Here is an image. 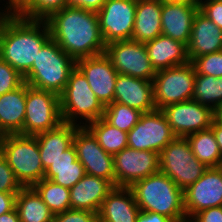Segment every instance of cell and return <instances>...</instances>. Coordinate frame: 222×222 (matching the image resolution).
<instances>
[{
    "label": "cell",
    "instance_id": "6da1fadb",
    "mask_svg": "<svg viewBox=\"0 0 222 222\" xmlns=\"http://www.w3.org/2000/svg\"><path fill=\"white\" fill-rule=\"evenodd\" d=\"M45 21L51 39L74 60L105 53L97 12L66 6Z\"/></svg>",
    "mask_w": 222,
    "mask_h": 222
},
{
    "label": "cell",
    "instance_id": "7a4b0ae2",
    "mask_svg": "<svg viewBox=\"0 0 222 222\" xmlns=\"http://www.w3.org/2000/svg\"><path fill=\"white\" fill-rule=\"evenodd\" d=\"M50 39L45 20H28L10 9L0 22V58L24 76Z\"/></svg>",
    "mask_w": 222,
    "mask_h": 222
},
{
    "label": "cell",
    "instance_id": "3957f363",
    "mask_svg": "<svg viewBox=\"0 0 222 222\" xmlns=\"http://www.w3.org/2000/svg\"><path fill=\"white\" fill-rule=\"evenodd\" d=\"M129 188L140 210L164 215L173 222H188L183 190L166 174L159 171L136 181Z\"/></svg>",
    "mask_w": 222,
    "mask_h": 222
},
{
    "label": "cell",
    "instance_id": "277c9868",
    "mask_svg": "<svg viewBox=\"0 0 222 222\" xmlns=\"http://www.w3.org/2000/svg\"><path fill=\"white\" fill-rule=\"evenodd\" d=\"M76 60L50 39L38 52L31 69L23 76L29 86L61 95L68 83Z\"/></svg>",
    "mask_w": 222,
    "mask_h": 222
},
{
    "label": "cell",
    "instance_id": "5b68a950",
    "mask_svg": "<svg viewBox=\"0 0 222 222\" xmlns=\"http://www.w3.org/2000/svg\"><path fill=\"white\" fill-rule=\"evenodd\" d=\"M0 152L23 187H31L44 179L45 170L35 136L21 134L0 136Z\"/></svg>",
    "mask_w": 222,
    "mask_h": 222
},
{
    "label": "cell",
    "instance_id": "8992f818",
    "mask_svg": "<svg viewBox=\"0 0 222 222\" xmlns=\"http://www.w3.org/2000/svg\"><path fill=\"white\" fill-rule=\"evenodd\" d=\"M104 110L105 106L91 90L86 77L75 67L63 93L60 95L62 121L85 127L88 123L102 118ZM79 119L83 120V123L77 121Z\"/></svg>",
    "mask_w": 222,
    "mask_h": 222
},
{
    "label": "cell",
    "instance_id": "52a82bcc",
    "mask_svg": "<svg viewBox=\"0 0 222 222\" xmlns=\"http://www.w3.org/2000/svg\"><path fill=\"white\" fill-rule=\"evenodd\" d=\"M160 172L183 191L196 182L208 168L193 154L186 137H176L160 153Z\"/></svg>",
    "mask_w": 222,
    "mask_h": 222
},
{
    "label": "cell",
    "instance_id": "ba28073f",
    "mask_svg": "<svg viewBox=\"0 0 222 222\" xmlns=\"http://www.w3.org/2000/svg\"><path fill=\"white\" fill-rule=\"evenodd\" d=\"M62 121L60 96L26 83V111L21 135H36L57 128Z\"/></svg>",
    "mask_w": 222,
    "mask_h": 222
},
{
    "label": "cell",
    "instance_id": "9c48e42d",
    "mask_svg": "<svg viewBox=\"0 0 222 222\" xmlns=\"http://www.w3.org/2000/svg\"><path fill=\"white\" fill-rule=\"evenodd\" d=\"M196 71L191 62L156 72L153 82L157 110L167 105L192 100Z\"/></svg>",
    "mask_w": 222,
    "mask_h": 222
},
{
    "label": "cell",
    "instance_id": "30bf717a",
    "mask_svg": "<svg viewBox=\"0 0 222 222\" xmlns=\"http://www.w3.org/2000/svg\"><path fill=\"white\" fill-rule=\"evenodd\" d=\"M176 137L164 113L155 110L143 113L128 132V147L160 153Z\"/></svg>",
    "mask_w": 222,
    "mask_h": 222
},
{
    "label": "cell",
    "instance_id": "8fae6325",
    "mask_svg": "<svg viewBox=\"0 0 222 222\" xmlns=\"http://www.w3.org/2000/svg\"><path fill=\"white\" fill-rule=\"evenodd\" d=\"M105 54L119 74L152 81L156 75L148 57L145 43L123 40L108 43Z\"/></svg>",
    "mask_w": 222,
    "mask_h": 222
},
{
    "label": "cell",
    "instance_id": "7c38bea8",
    "mask_svg": "<svg viewBox=\"0 0 222 222\" xmlns=\"http://www.w3.org/2000/svg\"><path fill=\"white\" fill-rule=\"evenodd\" d=\"M137 0H107L97 12L104 43L131 40Z\"/></svg>",
    "mask_w": 222,
    "mask_h": 222
},
{
    "label": "cell",
    "instance_id": "4fadbf2b",
    "mask_svg": "<svg viewBox=\"0 0 222 222\" xmlns=\"http://www.w3.org/2000/svg\"><path fill=\"white\" fill-rule=\"evenodd\" d=\"M115 187H130L138 180L160 171L159 153L124 148L113 156Z\"/></svg>",
    "mask_w": 222,
    "mask_h": 222
},
{
    "label": "cell",
    "instance_id": "5bb4252c",
    "mask_svg": "<svg viewBox=\"0 0 222 222\" xmlns=\"http://www.w3.org/2000/svg\"><path fill=\"white\" fill-rule=\"evenodd\" d=\"M77 159L84 166L88 175L104 178L115 187L113 156L108 154L98 143L93 134L80 126L73 137Z\"/></svg>",
    "mask_w": 222,
    "mask_h": 222
},
{
    "label": "cell",
    "instance_id": "9a60e30c",
    "mask_svg": "<svg viewBox=\"0 0 222 222\" xmlns=\"http://www.w3.org/2000/svg\"><path fill=\"white\" fill-rule=\"evenodd\" d=\"M183 195L188 221L202 210L222 206V166L207 168Z\"/></svg>",
    "mask_w": 222,
    "mask_h": 222
},
{
    "label": "cell",
    "instance_id": "2e32d148",
    "mask_svg": "<svg viewBox=\"0 0 222 222\" xmlns=\"http://www.w3.org/2000/svg\"><path fill=\"white\" fill-rule=\"evenodd\" d=\"M161 111L177 137L209 129L216 117L214 111L195 100L170 104Z\"/></svg>",
    "mask_w": 222,
    "mask_h": 222
},
{
    "label": "cell",
    "instance_id": "e0dca14e",
    "mask_svg": "<svg viewBox=\"0 0 222 222\" xmlns=\"http://www.w3.org/2000/svg\"><path fill=\"white\" fill-rule=\"evenodd\" d=\"M76 67L86 77L91 90L104 106L114 102L118 72L105 53L78 59Z\"/></svg>",
    "mask_w": 222,
    "mask_h": 222
},
{
    "label": "cell",
    "instance_id": "ac0fdd59",
    "mask_svg": "<svg viewBox=\"0 0 222 222\" xmlns=\"http://www.w3.org/2000/svg\"><path fill=\"white\" fill-rule=\"evenodd\" d=\"M114 102L138 109L143 113L157 110L153 82L118 73Z\"/></svg>",
    "mask_w": 222,
    "mask_h": 222
},
{
    "label": "cell",
    "instance_id": "d6986e66",
    "mask_svg": "<svg viewBox=\"0 0 222 222\" xmlns=\"http://www.w3.org/2000/svg\"><path fill=\"white\" fill-rule=\"evenodd\" d=\"M199 4H179L161 1L162 34L189 44L193 20Z\"/></svg>",
    "mask_w": 222,
    "mask_h": 222
},
{
    "label": "cell",
    "instance_id": "ffe728a7",
    "mask_svg": "<svg viewBox=\"0 0 222 222\" xmlns=\"http://www.w3.org/2000/svg\"><path fill=\"white\" fill-rule=\"evenodd\" d=\"M113 188L108 180L85 174L70 188V207L98 214L103 200Z\"/></svg>",
    "mask_w": 222,
    "mask_h": 222
},
{
    "label": "cell",
    "instance_id": "44dd1931",
    "mask_svg": "<svg viewBox=\"0 0 222 222\" xmlns=\"http://www.w3.org/2000/svg\"><path fill=\"white\" fill-rule=\"evenodd\" d=\"M222 50V30L198 11L193 20L191 38L187 45L190 62L205 54Z\"/></svg>",
    "mask_w": 222,
    "mask_h": 222
},
{
    "label": "cell",
    "instance_id": "7402d4cb",
    "mask_svg": "<svg viewBox=\"0 0 222 222\" xmlns=\"http://www.w3.org/2000/svg\"><path fill=\"white\" fill-rule=\"evenodd\" d=\"M140 212L129 187H114L103 200L98 213L100 222H136Z\"/></svg>",
    "mask_w": 222,
    "mask_h": 222
},
{
    "label": "cell",
    "instance_id": "603a6c76",
    "mask_svg": "<svg viewBox=\"0 0 222 222\" xmlns=\"http://www.w3.org/2000/svg\"><path fill=\"white\" fill-rule=\"evenodd\" d=\"M148 57L155 71L181 66L190 62L187 45L160 34L145 43Z\"/></svg>",
    "mask_w": 222,
    "mask_h": 222
},
{
    "label": "cell",
    "instance_id": "cb8c5ba5",
    "mask_svg": "<svg viewBox=\"0 0 222 222\" xmlns=\"http://www.w3.org/2000/svg\"><path fill=\"white\" fill-rule=\"evenodd\" d=\"M26 111V83L0 96V136L20 134Z\"/></svg>",
    "mask_w": 222,
    "mask_h": 222
},
{
    "label": "cell",
    "instance_id": "d4e9b609",
    "mask_svg": "<svg viewBox=\"0 0 222 222\" xmlns=\"http://www.w3.org/2000/svg\"><path fill=\"white\" fill-rule=\"evenodd\" d=\"M80 126L61 123L57 128L34 135L38 142L41 162L46 171L52 162L73 144V137Z\"/></svg>",
    "mask_w": 222,
    "mask_h": 222
},
{
    "label": "cell",
    "instance_id": "484cf974",
    "mask_svg": "<svg viewBox=\"0 0 222 222\" xmlns=\"http://www.w3.org/2000/svg\"><path fill=\"white\" fill-rule=\"evenodd\" d=\"M162 34L161 0H137L131 40L146 43Z\"/></svg>",
    "mask_w": 222,
    "mask_h": 222
},
{
    "label": "cell",
    "instance_id": "4316f807",
    "mask_svg": "<svg viewBox=\"0 0 222 222\" xmlns=\"http://www.w3.org/2000/svg\"><path fill=\"white\" fill-rule=\"evenodd\" d=\"M15 208L20 222H53L54 214L32 186L18 192Z\"/></svg>",
    "mask_w": 222,
    "mask_h": 222
},
{
    "label": "cell",
    "instance_id": "83f0119b",
    "mask_svg": "<svg viewBox=\"0 0 222 222\" xmlns=\"http://www.w3.org/2000/svg\"><path fill=\"white\" fill-rule=\"evenodd\" d=\"M195 157L205 166L221 167L222 155L211 128L186 136Z\"/></svg>",
    "mask_w": 222,
    "mask_h": 222
},
{
    "label": "cell",
    "instance_id": "f1b7e54d",
    "mask_svg": "<svg viewBox=\"0 0 222 222\" xmlns=\"http://www.w3.org/2000/svg\"><path fill=\"white\" fill-rule=\"evenodd\" d=\"M85 127L97 139L99 145L112 156L128 147V133L112 126L103 117L88 123Z\"/></svg>",
    "mask_w": 222,
    "mask_h": 222
},
{
    "label": "cell",
    "instance_id": "f546056e",
    "mask_svg": "<svg viewBox=\"0 0 222 222\" xmlns=\"http://www.w3.org/2000/svg\"><path fill=\"white\" fill-rule=\"evenodd\" d=\"M192 100L216 113L222 106V77L196 73Z\"/></svg>",
    "mask_w": 222,
    "mask_h": 222
},
{
    "label": "cell",
    "instance_id": "4dcf8cb0",
    "mask_svg": "<svg viewBox=\"0 0 222 222\" xmlns=\"http://www.w3.org/2000/svg\"><path fill=\"white\" fill-rule=\"evenodd\" d=\"M32 187L54 215L71 209L70 189L46 178L35 183Z\"/></svg>",
    "mask_w": 222,
    "mask_h": 222
},
{
    "label": "cell",
    "instance_id": "1f68e13d",
    "mask_svg": "<svg viewBox=\"0 0 222 222\" xmlns=\"http://www.w3.org/2000/svg\"><path fill=\"white\" fill-rule=\"evenodd\" d=\"M68 6V0H18L11 9L28 20H46L52 13Z\"/></svg>",
    "mask_w": 222,
    "mask_h": 222
},
{
    "label": "cell",
    "instance_id": "d6a6232c",
    "mask_svg": "<svg viewBox=\"0 0 222 222\" xmlns=\"http://www.w3.org/2000/svg\"><path fill=\"white\" fill-rule=\"evenodd\" d=\"M142 114L143 112L138 109L113 102L105 106L103 118L112 126L128 133Z\"/></svg>",
    "mask_w": 222,
    "mask_h": 222
},
{
    "label": "cell",
    "instance_id": "836d02e7",
    "mask_svg": "<svg viewBox=\"0 0 222 222\" xmlns=\"http://www.w3.org/2000/svg\"><path fill=\"white\" fill-rule=\"evenodd\" d=\"M86 174L84 166L77 159V168L47 169L44 178L65 188H72Z\"/></svg>",
    "mask_w": 222,
    "mask_h": 222
},
{
    "label": "cell",
    "instance_id": "e575fe53",
    "mask_svg": "<svg viewBox=\"0 0 222 222\" xmlns=\"http://www.w3.org/2000/svg\"><path fill=\"white\" fill-rule=\"evenodd\" d=\"M191 63L197 74L222 77V50L197 57Z\"/></svg>",
    "mask_w": 222,
    "mask_h": 222
},
{
    "label": "cell",
    "instance_id": "d590c367",
    "mask_svg": "<svg viewBox=\"0 0 222 222\" xmlns=\"http://www.w3.org/2000/svg\"><path fill=\"white\" fill-rule=\"evenodd\" d=\"M24 77L0 58V96L20 87Z\"/></svg>",
    "mask_w": 222,
    "mask_h": 222
},
{
    "label": "cell",
    "instance_id": "8d00e7d4",
    "mask_svg": "<svg viewBox=\"0 0 222 222\" xmlns=\"http://www.w3.org/2000/svg\"><path fill=\"white\" fill-rule=\"evenodd\" d=\"M23 186L16 179L6 158L0 152V191L5 193H18Z\"/></svg>",
    "mask_w": 222,
    "mask_h": 222
},
{
    "label": "cell",
    "instance_id": "74e56055",
    "mask_svg": "<svg viewBox=\"0 0 222 222\" xmlns=\"http://www.w3.org/2000/svg\"><path fill=\"white\" fill-rule=\"evenodd\" d=\"M97 220V213L76 209H69L53 217V222H96Z\"/></svg>",
    "mask_w": 222,
    "mask_h": 222
},
{
    "label": "cell",
    "instance_id": "f35d334b",
    "mask_svg": "<svg viewBox=\"0 0 222 222\" xmlns=\"http://www.w3.org/2000/svg\"><path fill=\"white\" fill-rule=\"evenodd\" d=\"M199 11L222 30V1L199 0Z\"/></svg>",
    "mask_w": 222,
    "mask_h": 222
},
{
    "label": "cell",
    "instance_id": "ab89813d",
    "mask_svg": "<svg viewBox=\"0 0 222 222\" xmlns=\"http://www.w3.org/2000/svg\"><path fill=\"white\" fill-rule=\"evenodd\" d=\"M77 168V152L72 144L62 155L57 157L48 169Z\"/></svg>",
    "mask_w": 222,
    "mask_h": 222
},
{
    "label": "cell",
    "instance_id": "60d3db41",
    "mask_svg": "<svg viewBox=\"0 0 222 222\" xmlns=\"http://www.w3.org/2000/svg\"><path fill=\"white\" fill-rule=\"evenodd\" d=\"M188 222H222V206L202 210Z\"/></svg>",
    "mask_w": 222,
    "mask_h": 222
},
{
    "label": "cell",
    "instance_id": "b9f144b4",
    "mask_svg": "<svg viewBox=\"0 0 222 222\" xmlns=\"http://www.w3.org/2000/svg\"><path fill=\"white\" fill-rule=\"evenodd\" d=\"M107 0H68V6L98 12Z\"/></svg>",
    "mask_w": 222,
    "mask_h": 222
},
{
    "label": "cell",
    "instance_id": "7bdbcfd3",
    "mask_svg": "<svg viewBox=\"0 0 222 222\" xmlns=\"http://www.w3.org/2000/svg\"><path fill=\"white\" fill-rule=\"evenodd\" d=\"M18 193H5L0 191V215L8 213L15 208Z\"/></svg>",
    "mask_w": 222,
    "mask_h": 222
},
{
    "label": "cell",
    "instance_id": "ee69618b",
    "mask_svg": "<svg viewBox=\"0 0 222 222\" xmlns=\"http://www.w3.org/2000/svg\"><path fill=\"white\" fill-rule=\"evenodd\" d=\"M136 222H173V221L164 215L150 211L140 210L139 214L137 215Z\"/></svg>",
    "mask_w": 222,
    "mask_h": 222
},
{
    "label": "cell",
    "instance_id": "f6af8a7d",
    "mask_svg": "<svg viewBox=\"0 0 222 222\" xmlns=\"http://www.w3.org/2000/svg\"><path fill=\"white\" fill-rule=\"evenodd\" d=\"M216 137L217 144L219 146V149L221 151L222 155V122L219 121L216 117L213 119L211 127H210Z\"/></svg>",
    "mask_w": 222,
    "mask_h": 222
},
{
    "label": "cell",
    "instance_id": "bcb514c9",
    "mask_svg": "<svg viewBox=\"0 0 222 222\" xmlns=\"http://www.w3.org/2000/svg\"><path fill=\"white\" fill-rule=\"evenodd\" d=\"M0 222H20L16 208L8 213L0 215Z\"/></svg>",
    "mask_w": 222,
    "mask_h": 222
},
{
    "label": "cell",
    "instance_id": "7dc6e473",
    "mask_svg": "<svg viewBox=\"0 0 222 222\" xmlns=\"http://www.w3.org/2000/svg\"><path fill=\"white\" fill-rule=\"evenodd\" d=\"M167 3H179V4H198L199 0H161Z\"/></svg>",
    "mask_w": 222,
    "mask_h": 222
},
{
    "label": "cell",
    "instance_id": "c3c4849f",
    "mask_svg": "<svg viewBox=\"0 0 222 222\" xmlns=\"http://www.w3.org/2000/svg\"><path fill=\"white\" fill-rule=\"evenodd\" d=\"M5 7H4V9L5 10H1L2 8H0V22H1V20H2V18L8 13V11L11 9L9 6H6V5H4ZM4 11V12H3Z\"/></svg>",
    "mask_w": 222,
    "mask_h": 222
},
{
    "label": "cell",
    "instance_id": "681fc988",
    "mask_svg": "<svg viewBox=\"0 0 222 222\" xmlns=\"http://www.w3.org/2000/svg\"><path fill=\"white\" fill-rule=\"evenodd\" d=\"M216 118L222 122V106L219 108V110L215 113Z\"/></svg>",
    "mask_w": 222,
    "mask_h": 222
},
{
    "label": "cell",
    "instance_id": "f907efd6",
    "mask_svg": "<svg viewBox=\"0 0 222 222\" xmlns=\"http://www.w3.org/2000/svg\"><path fill=\"white\" fill-rule=\"evenodd\" d=\"M18 0H8L6 3V6H9L10 8L17 2Z\"/></svg>",
    "mask_w": 222,
    "mask_h": 222
}]
</instances>
